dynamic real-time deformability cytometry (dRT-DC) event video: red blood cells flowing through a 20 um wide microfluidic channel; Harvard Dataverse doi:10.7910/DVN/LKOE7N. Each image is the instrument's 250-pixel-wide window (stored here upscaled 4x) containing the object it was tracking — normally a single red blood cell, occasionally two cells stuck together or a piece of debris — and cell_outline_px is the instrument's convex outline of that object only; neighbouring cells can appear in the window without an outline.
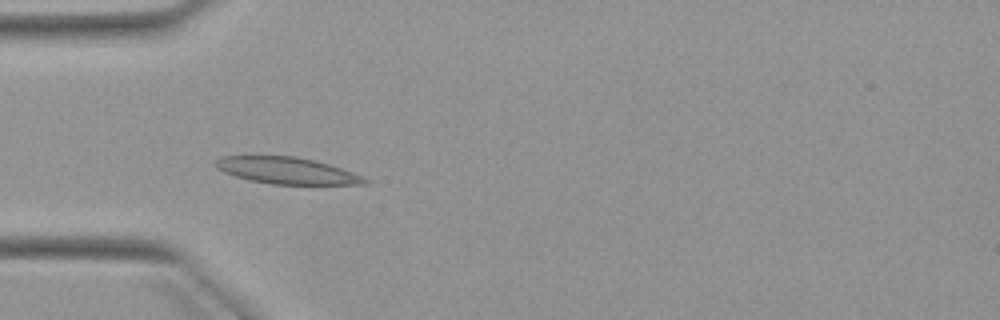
{"species": "Egyptian fruit bat (a non-hibernating species)", "species_latin": "Rousettus aegyptiacus", "temperature_condition": "warm", "stored_images_in_passage": 5, "camera_frame_rate_fps": 3000, "um_per_image_px": 0.085, "animal": {"sex": "female"}, "frame": {"image": 1, "passage_image": 4, "time_ms": 4.0, "image_size_px": [1000, 320], "cell_outline_px": [[368, 184], [272, 184], [248, 180], [224, 172], [216, 168], [216, 160], [220, 156], [296, 156], [316, 160], [352, 172], [368, 180]], "centroid_in_image_um": [24.35, 14.49], "position_along_channel_um": 60.6, "area_um2": 22.95}}
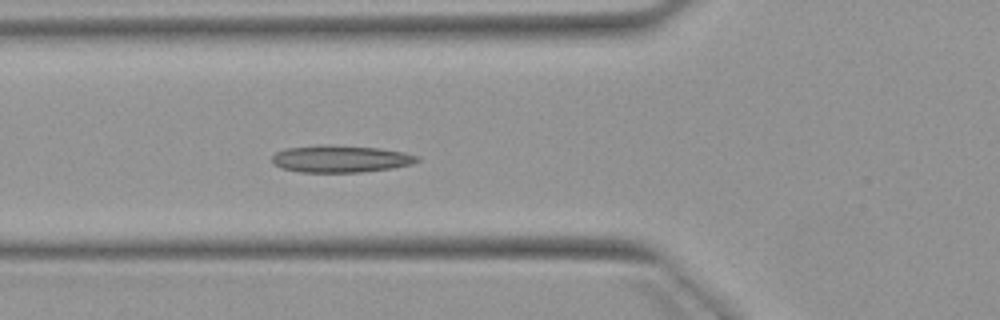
{"frame": {"image": 2, "passage_image": 5, "time_ms": 5.0, "image_size_px": [1000, 320], "cell_outline_px": [[420, 160], [412, 164], [392, 168], [360, 172], [300, 172], [280, 168], [272, 164], [272, 156], [276, 152], [284, 148], [316, 144], [328, 144], [380, 148], [404, 152], [420, 156]], "centroid_in_image_um": [28.92, 13.49], "position_along_channel_um": 96.9, "area_um2": 23.35}}